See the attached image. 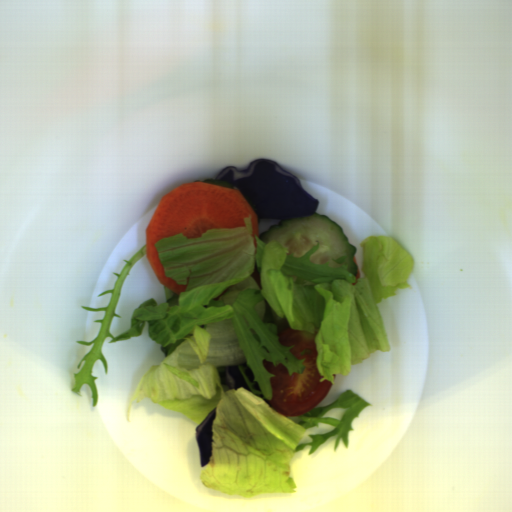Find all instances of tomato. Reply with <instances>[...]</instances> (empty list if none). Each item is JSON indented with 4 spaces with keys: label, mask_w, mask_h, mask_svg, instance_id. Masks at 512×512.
Here are the masks:
<instances>
[{
    "label": "tomato",
    "mask_w": 512,
    "mask_h": 512,
    "mask_svg": "<svg viewBox=\"0 0 512 512\" xmlns=\"http://www.w3.org/2000/svg\"><path fill=\"white\" fill-rule=\"evenodd\" d=\"M318 331L294 330L286 328L277 338L280 345L292 347L290 353L299 361L304 360L302 373L289 375L287 367L281 362L263 359L265 370L270 377V406L285 417H296L315 408L329 392L332 382L320 381L324 376L317 368L318 349L315 338Z\"/></svg>",
    "instance_id": "512abeb7"
}]
</instances>
